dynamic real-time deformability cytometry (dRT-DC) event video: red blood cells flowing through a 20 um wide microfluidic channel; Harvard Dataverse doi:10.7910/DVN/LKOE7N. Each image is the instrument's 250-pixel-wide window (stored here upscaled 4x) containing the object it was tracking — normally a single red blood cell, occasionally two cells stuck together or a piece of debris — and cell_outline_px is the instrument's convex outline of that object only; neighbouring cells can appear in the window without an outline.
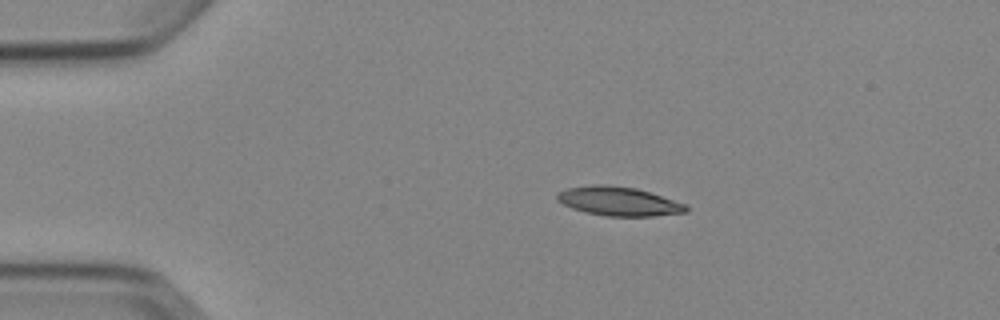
{"species": "Egyptian fruit bat (a non-hibernating species)", "species_latin": "Rousettus aegyptiacus", "temperature_condition": "cold", "stored_images_in_passage": 4, "camera_frame_rate_fps": 3000, "um_per_image_px": 0.085, "animal": {"sex": "female"}, "frame": {"image": 1, "passage_image": 1, "time_ms": 0.0, "image_size_px": [1000, 320], "cell_outline_px": [[688, 212], [652, 216], [608, 216], [584, 212], [572, 208], [556, 200], [556, 196], [560, 192], [568, 188], [592, 184], [608, 184], [636, 188], [688, 204]], "centroid_in_image_um": [52.61, 17.1], "position_along_channel_um": 32.4, "area_um2": 21.85}}
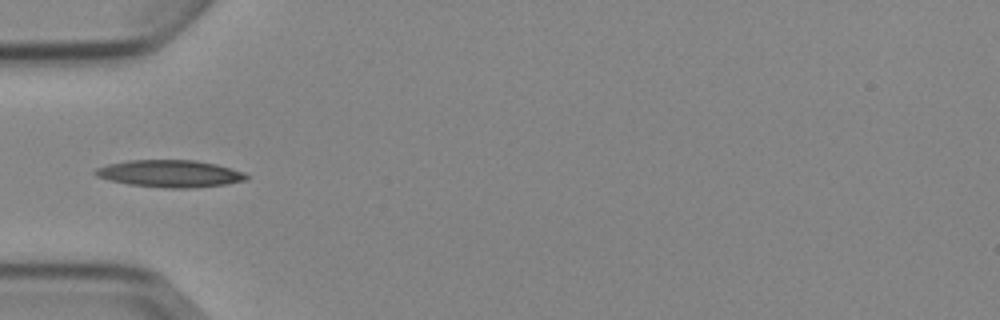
{"frame": {"image": 2, "passage_image": 3, "time_ms": 2.333, "image_size_px": [1000, 320], "cell_outline_px": [[248, 180], [224, 184], [192, 188], [168, 188], [128, 184], [108, 180], [96, 176], [92, 172], [96, 168], [108, 164], [128, 160], [196, 160], [216, 164], [232, 168], [244, 172], [248, 176]], "centroid_in_image_um": [14.44, 14.75], "position_along_channel_um": 70.6, "area_um2": 23.99}}
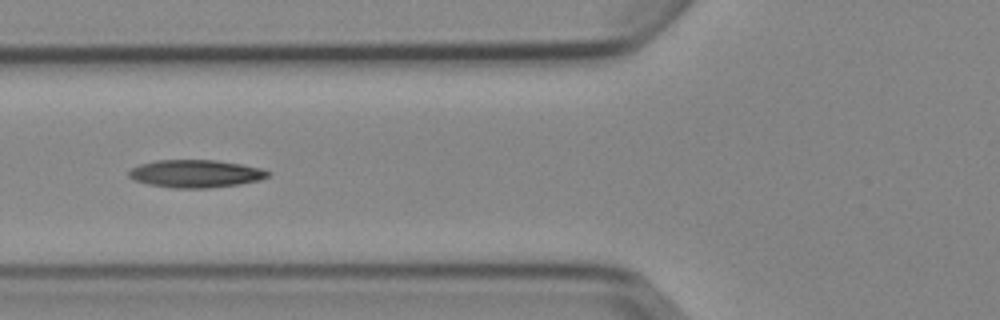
{"frame": {"image": 3, "passage_image": 4, "time_ms": 3.333, "image_size_px": [1000, 320], "cell_outline_px": [[272, 172], [268, 176], [260, 180], [240, 184], [208, 188], [172, 188], [148, 184], [136, 180], [128, 176], [128, 172], [132, 168], [140, 164], [156, 160], [216, 160], [244, 164], [260, 168]], "centroid_in_image_um": [16.66, 14.76], "position_along_channel_um": 109.1, "area_um2": 22.54}}